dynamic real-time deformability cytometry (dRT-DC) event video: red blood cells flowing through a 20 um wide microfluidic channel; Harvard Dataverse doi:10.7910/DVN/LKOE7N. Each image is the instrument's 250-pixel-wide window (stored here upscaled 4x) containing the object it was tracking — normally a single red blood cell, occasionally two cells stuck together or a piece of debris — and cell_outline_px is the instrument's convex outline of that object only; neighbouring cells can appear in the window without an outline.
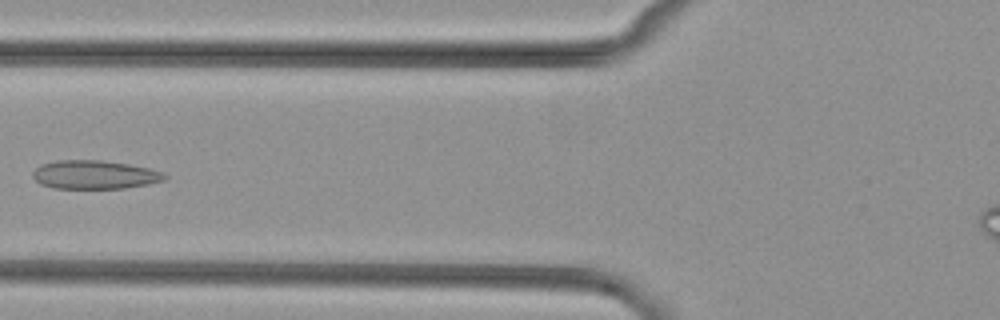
{"species": "common noctule bat (a hibernating species)", "species_latin": "Nyctalus noctula", "temperature_condition": "cold", "stored_images_in_passage": 2, "camera_frame_rate_fps": 3000, "um_per_image_px": 0.085, "animal": {"sex": "female", "body_mass_g": 29.2, "forearm_length_mm": 56.3}, "frame": {"image": 1, "passage_image": 2, "time_ms": 1.333, "image_size_px": [1000, 320], "cell_outline_px": [[168, 176], [164, 180], [148, 184], [124, 188], [52, 188], [40, 184], [32, 176], [32, 172], [40, 164], [56, 160], [100, 160], [128, 164], [148, 168], [160, 172]], "centroid_in_image_um": [7.99, 14.84], "position_along_channel_um": 117.8, "area_um2": 21.91}}